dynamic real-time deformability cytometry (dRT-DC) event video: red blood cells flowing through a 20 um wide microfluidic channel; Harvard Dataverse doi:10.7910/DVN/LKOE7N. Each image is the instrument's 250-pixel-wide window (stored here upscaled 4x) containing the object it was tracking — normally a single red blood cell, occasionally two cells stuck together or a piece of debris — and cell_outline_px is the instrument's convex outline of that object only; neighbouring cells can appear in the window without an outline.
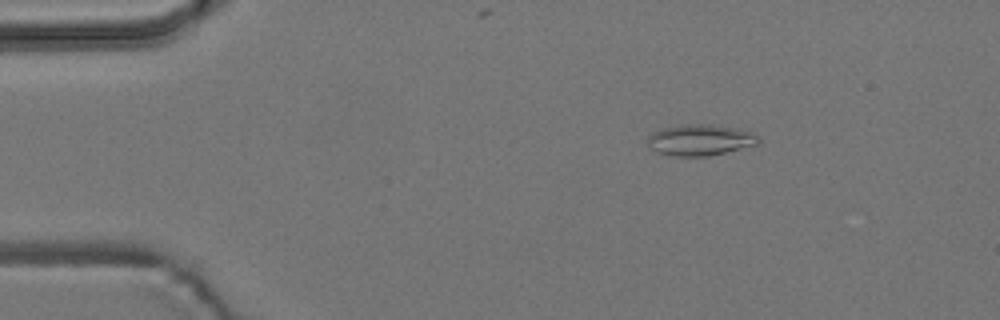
{"species": "common noctule bat (a hibernating species)", "species_latin": "Nyctalus noctula", "temperature_condition": "room temperature", "stored_images_in_passage": 48, "camera_frame_rate_fps": 3000, "um_per_image_px": 0.085, "animal": {"sex": "male", "body_mass_g": 19.2, "forearm_length_mm": 51.8}, "frame": {"image": 1, "passage_image": 2, "time_ms": 0.333, "image_size_px": [1000, 320], "cell_outline_px": [[760, 144], [708, 156], [672, 156], [656, 152], [648, 144], [648, 136], [652, 132], [664, 128], [680, 124], [712, 124], [736, 128], [748, 132], [756, 136], [760, 140]], "centroid_in_image_um": [59.49, 11.9], "position_along_channel_um": 25.5, "area_um2": 20.06}}
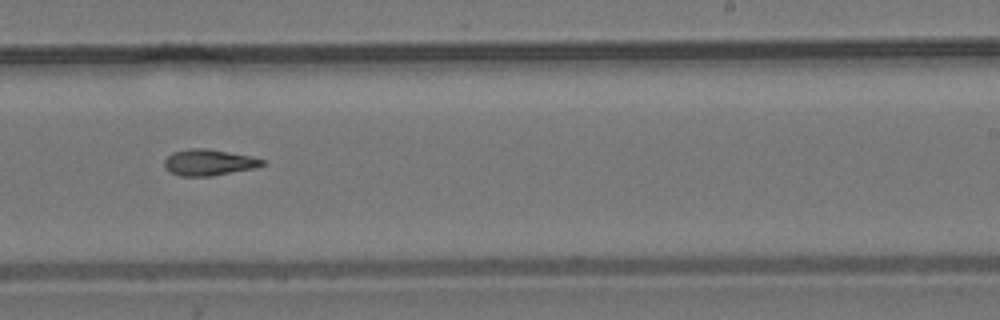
{"frame": {"image": 2, "passage_image": 27, "time_ms": 8.667, "image_size_px": [1000, 320], "cell_outline_px": [[264, 164], [252, 168], [212, 176], [180, 176], [164, 168], [164, 160], [172, 152], [188, 148], [204, 148], [252, 156], [264, 160]], "centroid_in_image_um": [17.7, 13.8], "position_along_channel_um": 271.3, "area_um2": 14.8}}
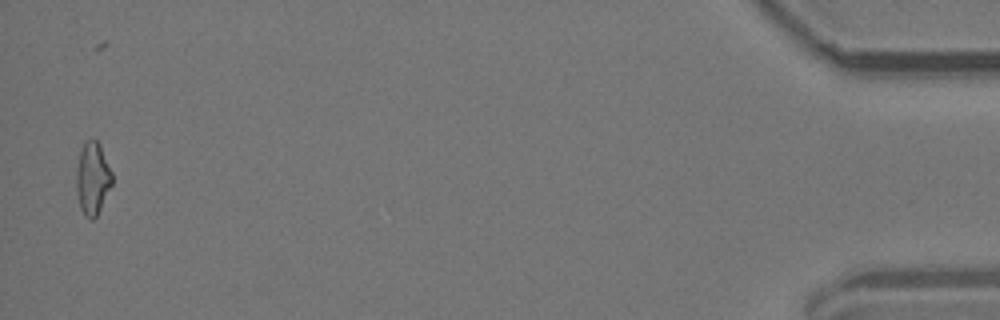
{"frame": {"image": 3, "passage_image": 47, "time_ms": 15.333, "image_size_px": [1000, 320], "cell_outline_px": [[112, 184], [96, 216], [92, 220], [84, 216], [80, 208], [76, 192], [76, 172], [80, 148], [84, 140], [96, 140], [100, 144], [112, 172]], "centroid_in_image_um": [7.85, 15.15], "position_along_channel_um": 427.4, "area_um2": 15.2}, "authors_computed_cell_mechanics": {"area_um2": 15.0569, "velocity_mm_per_s": 3.7695, "shape_relaxation_time_tau1_ms": null, "shape_relaxation_time_tau2_ms": 8.0279, "deformation_change_tau1": null, "deformation_change_tau2": 0.1983}}